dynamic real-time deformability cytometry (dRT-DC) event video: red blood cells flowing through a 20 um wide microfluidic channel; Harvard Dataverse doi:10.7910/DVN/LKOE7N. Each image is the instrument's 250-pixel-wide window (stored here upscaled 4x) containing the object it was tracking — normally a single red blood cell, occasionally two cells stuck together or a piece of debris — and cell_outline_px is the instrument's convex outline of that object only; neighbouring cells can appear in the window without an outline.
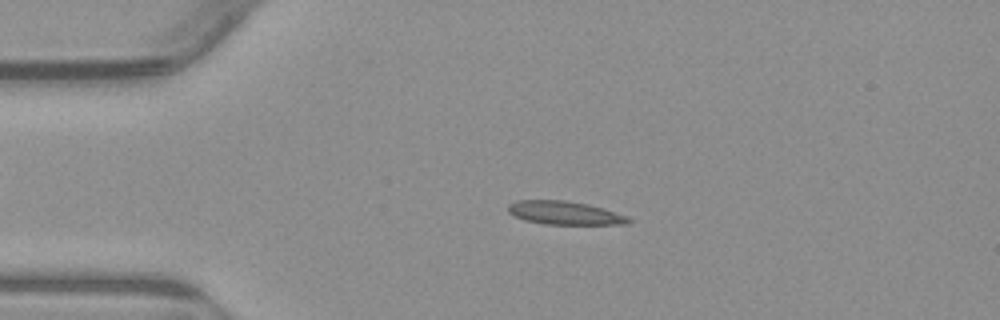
{"species": "common noctule bat (a hibernating species)", "species_latin": "Nyctalus noctula", "temperature_condition": "warm", "stored_images_in_passage": 54, "camera_frame_rate_fps": 3000, "um_per_image_px": 0.085, "animal": {"sex": "male", "body_mass_g": 23.1, "forearm_length_mm": 52.7}, "frame": {"image": 1, "passage_image": 12, "time_ms": 3.667, "image_size_px": [1000, 320], "cell_outline_px": [[632, 220], [628, 224], [544, 224], [524, 220], [508, 212], [508, 204], [516, 200], [564, 200], [588, 204], [628, 216]], "centroid_in_image_um": [47.98, 18.09], "position_along_channel_um": 37.0, "area_um2": 16.36}}
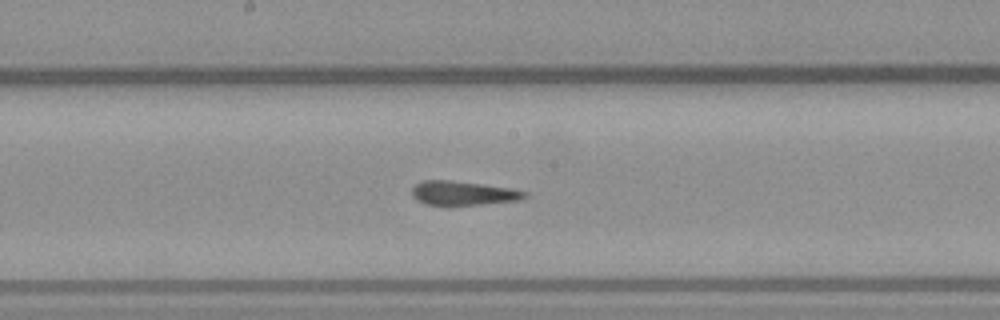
{"frame": {"image": 2, "passage_image": 28, "time_ms": 9.0, "image_size_px": [1000, 320], "cell_outline_px": [[528, 196], [520, 200], [444, 208], [428, 204], [416, 200], [412, 196], [412, 188], [420, 180], [448, 180], [512, 188], [528, 192]], "centroid_in_image_um": [39.33, 16.45], "position_along_channel_um": 208.9, "area_um2": 16.42}}
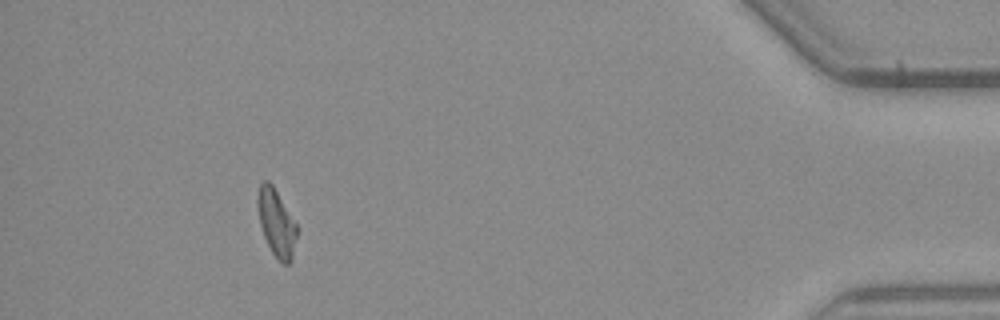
{"frame": {"image": 3, "passage_image": 49, "time_ms": 16.0, "image_size_px": [1000, 320], "cell_outline_px": [[296, 236], [292, 260], [288, 264], [284, 264], [272, 252], [264, 236], [260, 224], [256, 200], [260, 184], [264, 180], [268, 180], [272, 184], [296, 224]], "centroid_in_image_um": [23.47, 18.92], "position_along_channel_um": 411.7, "area_um2": 14.97}, "authors_computed_cell_mechanics": {"area_um2": 16.1551, "velocity_mm_per_s": 3.8405, "shape_relaxation_time_tau1_ms": 6.5309, "shape_relaxation_time_tau2_ms": 1.8048, "deformation_change_tau1": 0.2149, "deformation_change_tau2": 0.1263}}